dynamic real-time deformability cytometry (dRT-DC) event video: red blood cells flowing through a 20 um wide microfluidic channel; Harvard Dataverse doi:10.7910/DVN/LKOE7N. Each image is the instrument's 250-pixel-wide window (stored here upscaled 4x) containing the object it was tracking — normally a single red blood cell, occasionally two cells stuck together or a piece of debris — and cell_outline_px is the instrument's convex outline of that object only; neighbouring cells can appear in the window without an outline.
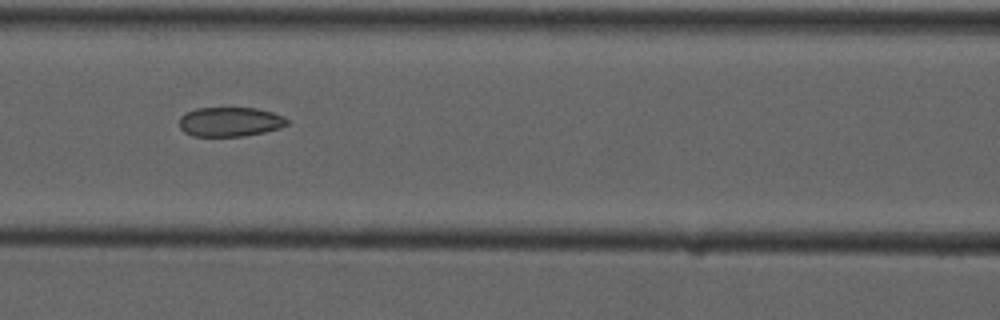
{"species": "common noctule bat (a hibernating species)", "species_latin": "Nyctalus noctula", "temperature_condition": "cold", "stored_images_in_passage": 9, "camera_frame_rate_fps": 3000, "um_per_image_px": 0.085, "animal": {"sex": "male", "forearm_length_mm": 52.5}, "frame": {"image": 1, "passage_image": 7, "time_ms": 7.0, "image_size_px": [1000, 320], "cell_outline_px": [[288, 124], [280, 128], [264, 132], [244, 136], [192, 136], [184, 132], [180, 128], [180, 116], [196, 108], [220, 104], [256, 108], [272, 112], [284, 116], [288, 120]], "centroid_in_image_um": [19.54, 10.3], "position_along_channel_um": 147.1, "area_um2": 19.36}}
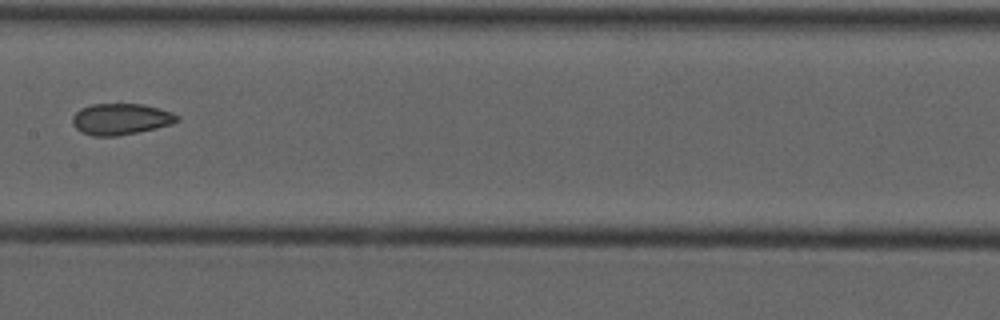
{"frame": {"image": 2, "passage_image": 8, "time_ms": 8.333, "image_size_px": [1000, 320], "cell_outline_px": [[180, 120], [156, 128], [116, 136], [92, 136], [80, 132], [72, 124], [72, 116], [80, 108], [92, 104], [140, 104], [172, 112], [180, 116]], "centroid_in_image_um": [10.22, 10.12], "position_along_channel_um": 197.2, "area_um2": 18.96}}
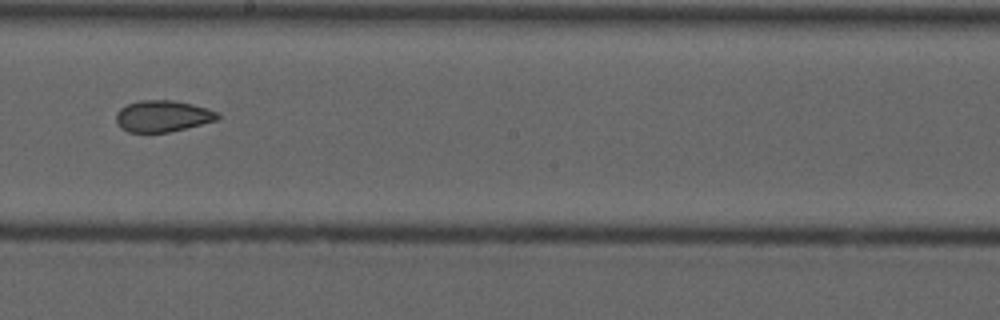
{"frame": {"image": 3, "passage_image": 9, "time_ms": 9.333, "image_size_px": [1000, 320], "cell_outline_px": [[220, 116], [216, 120], [168, 132], [128, 132], [120, 128], [116, 120], [116, 112], [120, 108], [128, 104], [140, 100], [172, 100], [192, 104], [208, 108], [216, 112]], "centroid_in_image_um": [13.78, 9.86], "position_along_channel_um": 234.4, "area_um2": 18.44}}